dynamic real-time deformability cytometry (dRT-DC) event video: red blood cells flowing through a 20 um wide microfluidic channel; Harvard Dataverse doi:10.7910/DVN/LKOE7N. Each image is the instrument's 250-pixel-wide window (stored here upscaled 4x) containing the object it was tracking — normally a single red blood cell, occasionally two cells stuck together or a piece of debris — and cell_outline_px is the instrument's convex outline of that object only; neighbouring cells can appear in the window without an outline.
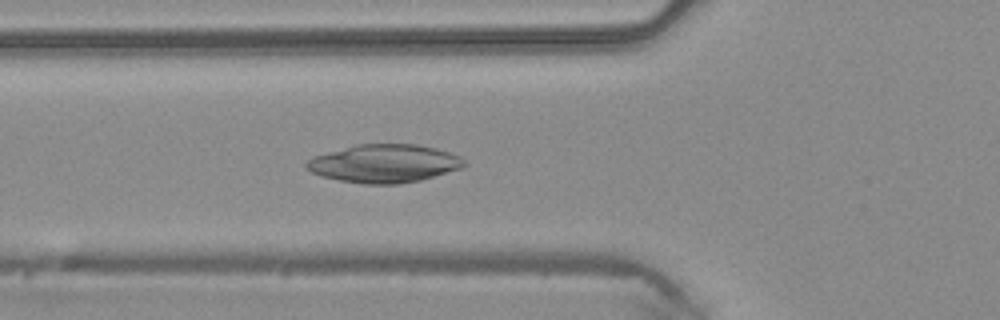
{"species": "common noctule bat (a hibernating species)", "species_latin": "Nyctalus noctula", "temperature_condition": "warm", "stored_images_in_passage": 38, "camera_frame_rate_fps": 3000, "um_per_image_px": 0.085, "animal": {"sex": "male", "body_mass_g": 20.4}, "frame": {"image": 1, "passage_image": 8, "time_ms": 2.333, "image_size_px": [1000, 320], "cell_outline_px": [[468, 164], [460, 168], [420, 180], [396, 184], [364, 184], [340, 180], [320, 176], [304, 168], [304, 164], [312, 156], [356, 144], [416, 144], [436, 148], [460, 156]], "centroid_in_image_um": [32.62, 13.89], "position_along_channel_um": 93.2, "area_um2": 35.08}}
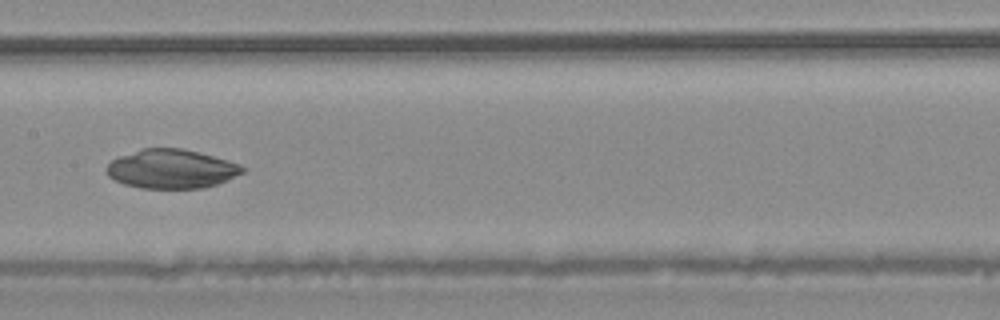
{"frame": {"image": 2, "passage_image": 15, "time_ms": 4.667, "image_size_px": [1000, 320], "cell_outline_px": [[248, 168], [244, 172], [228, 180], [204, 188], [140, 188], [124, 184], [108, 176], [108, 164], [112, 160], [120, 156], [140, 148], [180, 148], [228, 160], [240, 164]], "centroid_in_image_um": [14.6, 14.36], "position_along_channel_um": 192.8, "area_um2": 30.81}}
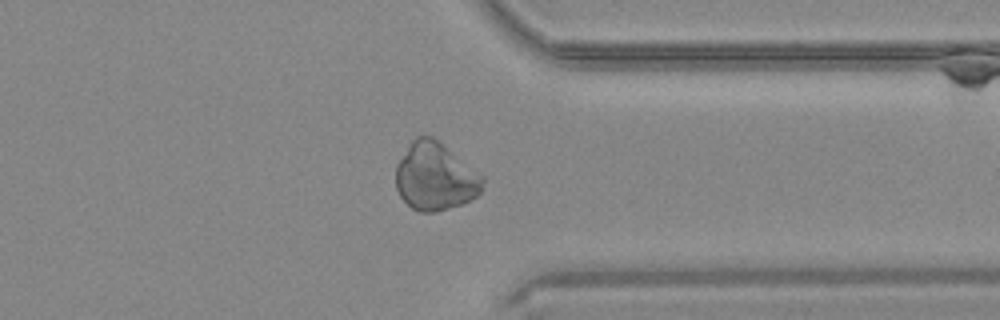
{"frame": {"image": 3, "passage_image": 28, "time_ms": 9.0, "image_size_px": [1000, 320], "cell_outline_px": [[484, 180], [480, 192], [472, 200], [436, 212], [420, 212], [412, 208], [400, 196], [396, 188], [396, 164], [412, 140], [416, 136], [432, 136], [484, 176]], "centroid_in_image_um": [36.98, 15.02], "position_along_channel_um": 374.4, "area_um2": 34.1}}